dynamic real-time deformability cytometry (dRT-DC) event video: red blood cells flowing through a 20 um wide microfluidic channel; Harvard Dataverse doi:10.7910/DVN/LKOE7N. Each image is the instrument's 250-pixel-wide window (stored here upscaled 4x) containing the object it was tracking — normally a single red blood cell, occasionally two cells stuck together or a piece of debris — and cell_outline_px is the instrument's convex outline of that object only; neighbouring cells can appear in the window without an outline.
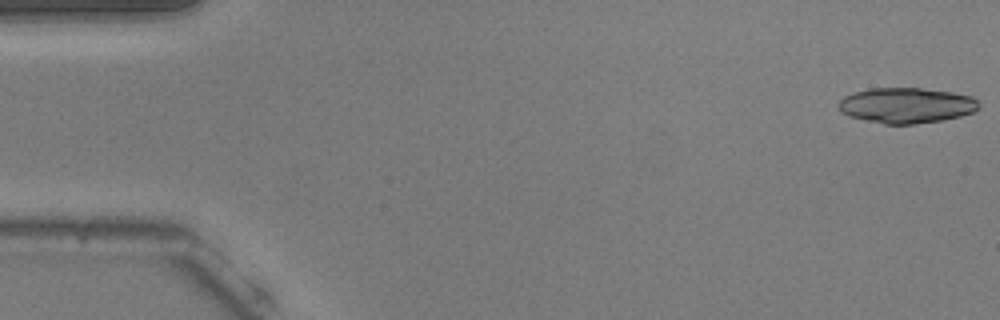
{"species": "common noctule bat (a hibernating species)", "species_latin": "Nyctalus noctula", "temperature_condition": "warm", "stored_images_in_passage": 17, "camera_frame_rate_fps": 3000, "um_per_image_px": 0.085, "animal": {"sex": "male", "body_mass_g": 20.5, "forearm_length_mm": 52.5}, "frame": {"image": 1, "passage_image": 1, "time_ms": 0.0, "image_size_px": [1000, 320], "cell_outline_px": [[980, 108], [972, 112], [960, 116], [940, 120], [912, 124], [884, 124], [864, 120], [848, 116], [840, 112], [836, 104], [844, 96], [868, 88], [920, 88], [952, 92], [972, 96], [980, 104]], "centroid_in_image_um": [77.01, 8.95], "position_along_channel_um": 8.0, "area_um2": 29.07}}
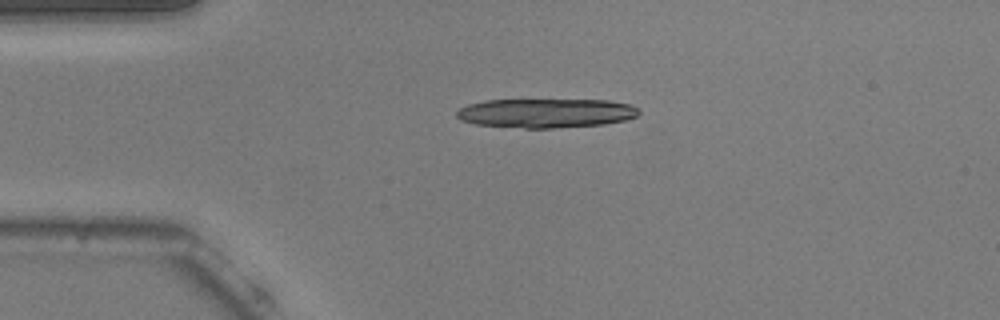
{"frame": {"image": 2, "passage_image": 12, "time_ms": 3.667, "image_size_px": [1000, 320], "cell_outline_px": [[640, 112], [636, 116], [624, 120], [604, 124], [552, 128], [524, 128], [476, 124], [460, 120], [456, 116], [456, 112], [460, 108], [468, 104], [484, 100], [608, 100], [632, 104], [640, 108]], "centroid_in_image_um": [46.42, 9.61], "position_along_channel_um": 38.6, "area_um2": 31.1}}